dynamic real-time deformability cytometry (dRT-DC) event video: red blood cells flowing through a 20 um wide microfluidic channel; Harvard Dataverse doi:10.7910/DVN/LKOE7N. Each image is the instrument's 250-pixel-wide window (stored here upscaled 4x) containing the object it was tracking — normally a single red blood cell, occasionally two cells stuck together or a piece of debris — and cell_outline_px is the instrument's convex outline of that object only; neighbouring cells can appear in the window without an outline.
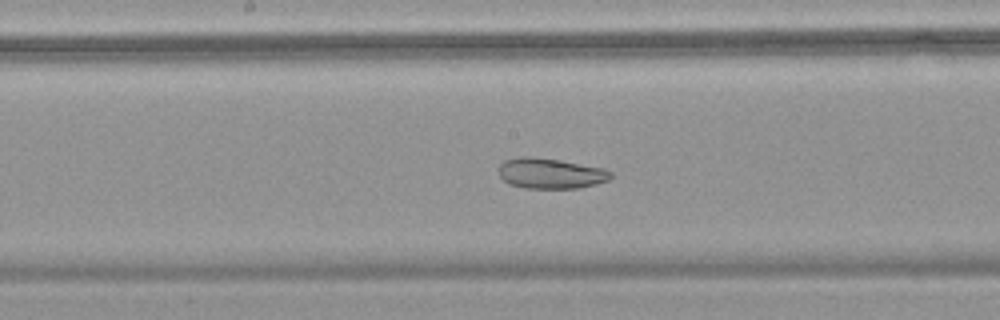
{"species": "common noctule bat (a hibernating species)", "species_latin": "Nyctalus noctula", "temperature_condition": "warm", "stored_images_in_passage": 39, "camera_frame_rate_fps": 3000, "um_per_image_px": 0.085, "animal": {"sex": "female", "body_mass_g": 18.4}, "frame": {"image": 1, "passage_image": 14, "time_ms": 4.333, "image_size_px": [1000, 320], "cell_outline_px": [[612, 176], [608, 180], [596, 184], [580, 188], [524, 188], [508, 184], [500, 176], [496, 168], [504, 160], [520, 156], [528, 156], [560, 160], [604, 168], [612, 172]], "centroid_in_image_um": [46.76, 14.73], "position_along_channel_um": 201.4, "area_um2": 20.11}}
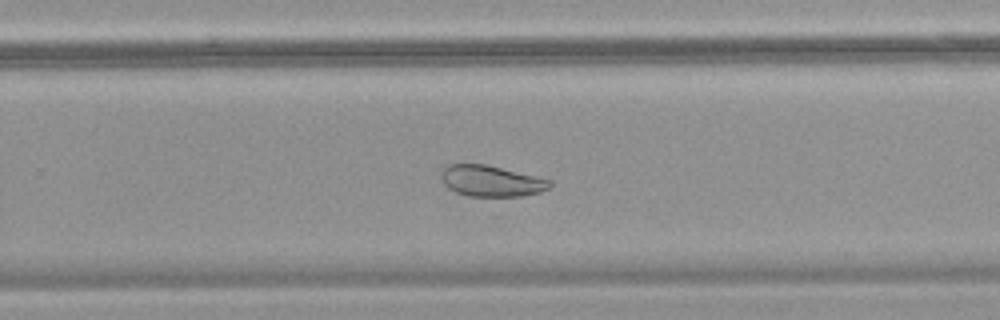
{"frame": {"image": 2, "passage_image": 21, "time_ms": 6.667, "image_size_px": [1000, 320], "cell_outline_px": [[552, 184], [548, 188], [540, 192], [524, 196], [468, 196], [456, 192], [448, 188], [444, 184], [440, 176], [444, 168], [448, 164], [484, 164], [552, 180]], "centroid_in_image_um": [41.74, 15.39], "position_along_channel_um": 288.1, "area_um2": 19.54}}
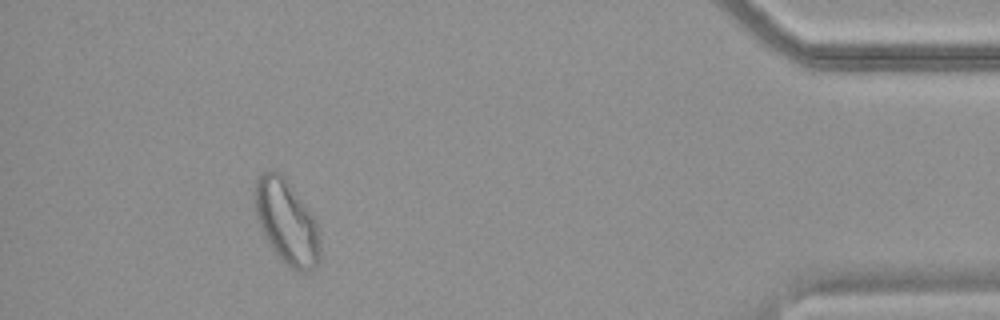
{"frame": {"image": 3, "passage_image": 35, "time_ms": 11.333, "image_size_px": [1000, 320], "cell_outline_px": [[320, 260], [316, 268], [304, 272], [296, 272], [276, 252], [264, 236], [260, 228], [256, 216], [252, 196], [252, 192], [256, 180], [264, 172], [280, 172], [284, 176], [316, 220], [320, 240]], "centroid_in_image_um": [24.36, 18.87], "position_along_channel_um": 410.8, "area_um2": 31.96}}